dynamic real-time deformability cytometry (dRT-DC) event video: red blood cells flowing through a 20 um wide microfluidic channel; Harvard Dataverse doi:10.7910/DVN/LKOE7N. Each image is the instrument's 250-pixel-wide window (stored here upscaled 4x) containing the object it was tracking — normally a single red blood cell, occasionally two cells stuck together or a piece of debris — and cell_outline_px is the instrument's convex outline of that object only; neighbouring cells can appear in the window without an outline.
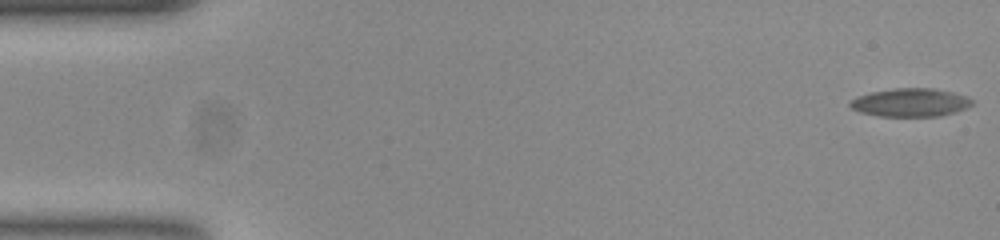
{"species": "common noctule bat (a hibernating species)", "species_latin": "Nyctalus noctula", "temperature_condition": "room temperature", "stored_images_in_passage": 55, "camera_frame_rate_fps": 3000, "um_per_image_px": 0.085, "animal": {"sex": "female", "body_mass_g": 23.0, "forearm_length_mm": 53.4}, "frame": {"image": 1, "passage_image": 1, "time_ms": 0.0, "image_size_px": [1000, 240], "cell_outline_px": [[972, 104], [956, 112], [940, 116], [880, 116], [860, 112], [852, 108], [848, 104], [856, 96], [872, 92], [896, 88], [932, 88], [952, 92], [964, 96], [972, 100]], "centroid_in_image_um": [77.36, 8.71], "position_along_channel_um": 7.6, "area_um2": 19.88}}
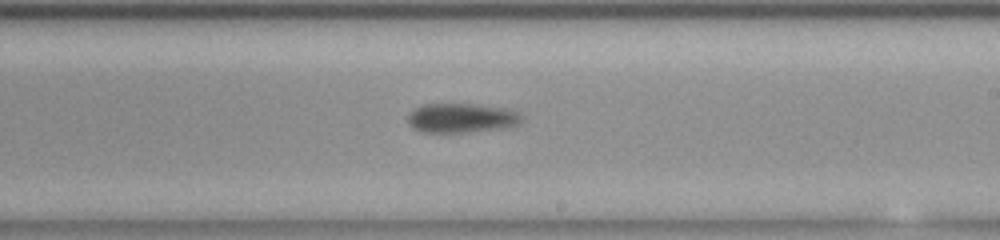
{"frame": {"image": 2, "passage_image": 32, "time_ms": 10.333, "image_size_px": [1000, 240], "cell_outline_px": [[520, 124], [500, 128], [468, 132], [424, 132], [412, 128], [408, 124], [408, 116], [416, 108], [424, 104], [476, 104], [508, 108], [516, 112], [520, 116]], "centroid_in_image_um": [39.21, 10.02], "position_along_channel_um": 249.8, "area_um2": 19.31}}
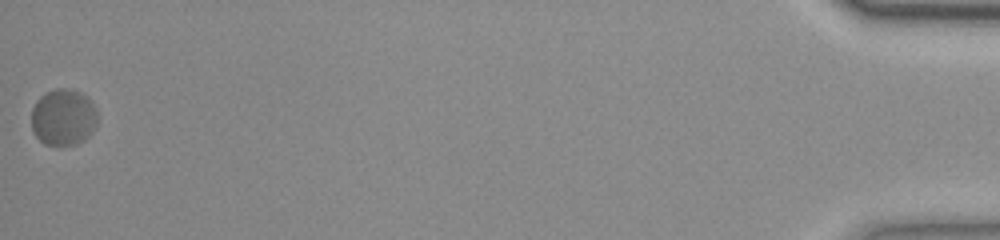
{"frame": {"image": 3, "passage_image": 55, "time_ms": 18.0, "image_size_px": [1000, 240], "cell_outline_px": [[96, 128], [84, 140], [76, 144], [44, 144], [36, 136], [32, 128], [32, 108], [36, 100], [44, 92], [56, 88], [64, 88], [80, 92], [88, 96], [96, 112]], "centroid_in_image_um": [5.37, 9.94], "position_along_channel_um": 429.8, "area_um2": 21.73}, "authors_computed_cell_mechanics": {"area_um2": 19.8832, "velocity_mm_per_s": 3.6826, "shape_relaxation_time_tau1_ms": 7.8362, "shape_relaxation_time_tau2_ms": 3.4358, "deformation_change_tau1": 0.1593, "deformation_change_tau2": 0.0766}}